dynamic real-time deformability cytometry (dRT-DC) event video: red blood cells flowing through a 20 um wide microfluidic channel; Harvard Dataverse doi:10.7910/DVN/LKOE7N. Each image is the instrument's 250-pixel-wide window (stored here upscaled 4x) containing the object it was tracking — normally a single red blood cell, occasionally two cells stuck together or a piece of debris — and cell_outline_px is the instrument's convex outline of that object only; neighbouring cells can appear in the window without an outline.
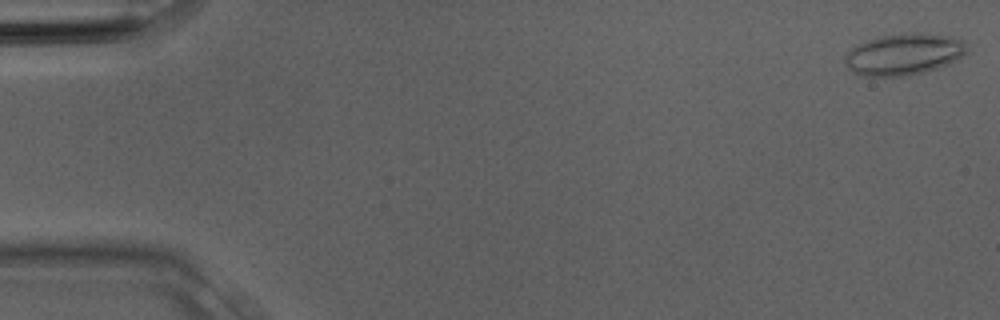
{"species": "Egyptian fruit bat (a non-hibernating species)", "species_latin": "Rousettus aegyptiacus", "temperature_condition": "room temperature", "stored_images_in_passage": 4, "camera_frame_rate_fps": 3000, "um_per_image_px": 0.085, "animal": {"sex": "male"}, "frame": {"image": 1, "passage_image": 1, "time_ms": 0.0, "image_size_px": [1000, 320], "cell_outline_px": [[968, 52], [956, 60], [948, 64], [936, 68], [904, 76], [864, 76], [852, 72], [844, 64], [844, 56], [856, 44], [868, 40], [884, 36], [908, 32], [916, 32], [952, 36], [964, 40]], "centroid_in_image_um": [76.82, 4.6], "position_along_channel_um": 8.2, "area_um2": 29.54}}